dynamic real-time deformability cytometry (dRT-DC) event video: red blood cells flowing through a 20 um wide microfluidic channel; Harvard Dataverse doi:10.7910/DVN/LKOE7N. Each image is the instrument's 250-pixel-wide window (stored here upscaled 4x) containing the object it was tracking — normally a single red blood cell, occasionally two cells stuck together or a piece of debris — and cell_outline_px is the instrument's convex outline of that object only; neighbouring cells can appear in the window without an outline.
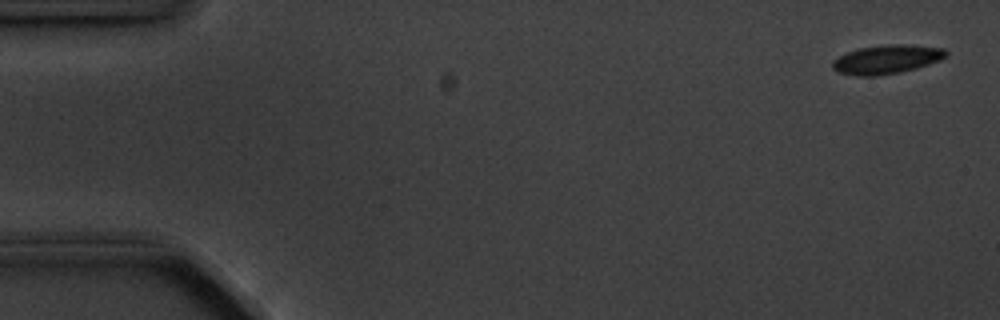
{"species": "common noctule bat (a hibernating species)", "species_latin": "Nyctalus noctula", "temperature_condition": "cold", "stored_images_in_passage": 4, "camera_frame_rate_fps": 3000, "um_per_image_px": 0.085, "animal": {"sex": "male", "body_mass_g": 20.1, "forearm_length_mm": 53.5}, "frame": {"image": 1, "passage_image": 1, "time_ms": 0.0, "image_size_px": [1000, 320], "cell_outline_px": [[948, 52], [940, 60], [916, 68], [900, 72], [876, 76], [856, 76], [840, 72], [832, 68], [832, 60], [848, 52], [860, 48], [892, 44], [900, 44], [944, 48]], "centroid_in_image_um": [75.35, 5.05], "position_along_channel_um": 9.6, "area_um2": 18.79}}